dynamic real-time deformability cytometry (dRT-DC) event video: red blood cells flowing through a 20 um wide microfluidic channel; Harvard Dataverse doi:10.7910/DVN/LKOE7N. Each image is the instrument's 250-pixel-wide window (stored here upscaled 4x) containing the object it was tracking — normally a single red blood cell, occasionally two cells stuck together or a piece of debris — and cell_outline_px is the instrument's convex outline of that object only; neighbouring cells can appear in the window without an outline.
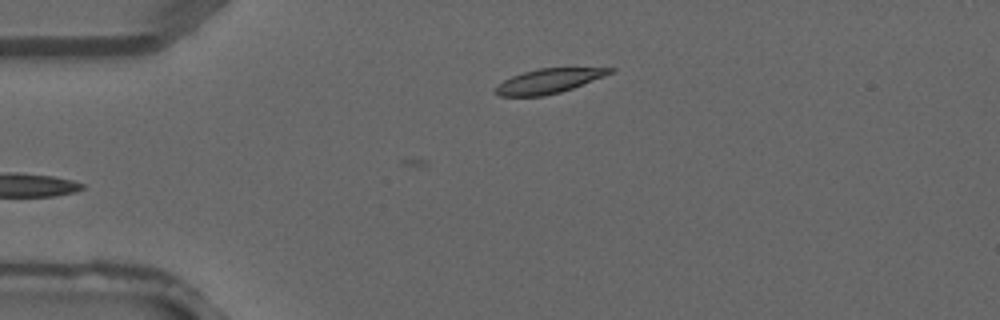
{"species": "common noctule bat (a hibernating species)", "species_latin": "Nyctalus noctula", "temperature_condition": "warm", "stored_images_in_passage": 4, "camera_frame_rate_fps": 3000, "um_per_image_px": 0.085, "animal": {"sex": "male", "forearm_length_mm": 52.5}, "frame": {"image": 1, "passage_image": 4, "time_ms": 1.0, "image_size_px": [1000, 320], "cell_outline_px": [[616, 68], [612, 72], [604, 76], [572, 88], [560, 92], [544, 96], [500, 96], [492, 92], [504, 80], [512, 76], [524, 72], [540, 68]], "centroid_in_image_um": [46.61, 6.89], "position_along_channel_um": 38.4, "area_um2": 16.07}}